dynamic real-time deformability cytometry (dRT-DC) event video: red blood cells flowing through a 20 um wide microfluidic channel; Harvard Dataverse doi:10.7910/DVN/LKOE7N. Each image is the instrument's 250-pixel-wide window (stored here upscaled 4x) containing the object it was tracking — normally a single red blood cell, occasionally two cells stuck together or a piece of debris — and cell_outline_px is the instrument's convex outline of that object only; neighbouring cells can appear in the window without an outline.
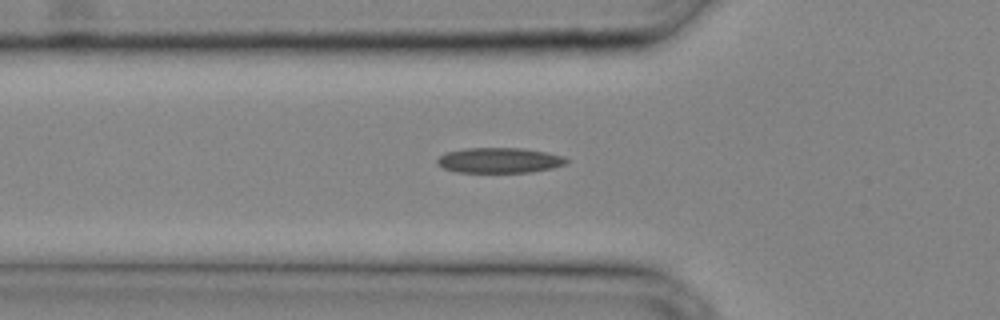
{"species": "common noctule bat (a hibernating species)", "species_latin": "Nyctalus noctula", "temperature_condition": "cold", "stored_images_in_passage": 26, "camera_frame_rate_fps": 3000, "um_per_image_px": 0.085, "animal": {"sex": "male", "body_mass_g": 20.4}, "frame": {"image": 1, "passage_image": 5, "time_ms": 1.333, "image_size_px": [1000, 320], "cell_outline_px": [[568, 164], [552, 168], [528, 172], [456, 172], [444, 168], [436, 164], [436, 160], [444, 152], [464, 148], [524, 148], [548, 152], [564, 156], [568, 160]], "centroid_in_image_um": [42.45, 13.62], "position_along_channel_um": 83.4, "area_um2": 19.25}}
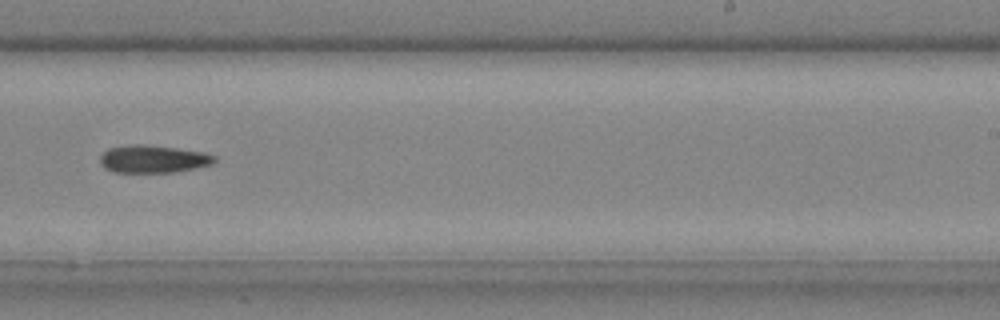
{"frame": {"image": 2, "passage_image": 15, "time_ms": 4.667, "image_size_px": [1000, 320], "cell_outline_px": [[216, 160], [212, 164], [196, 168], [172, 172], [112, 172], [104, 168], [100, 164], [100, 156], [108, 148], [128, 144], [144, 144], [176, 148], [204, 152], [216, 156]], "centroid_in_image_um": [12.99, 13.51], "position_along_channel_um": 276.0, "area_um2": 18.55}}